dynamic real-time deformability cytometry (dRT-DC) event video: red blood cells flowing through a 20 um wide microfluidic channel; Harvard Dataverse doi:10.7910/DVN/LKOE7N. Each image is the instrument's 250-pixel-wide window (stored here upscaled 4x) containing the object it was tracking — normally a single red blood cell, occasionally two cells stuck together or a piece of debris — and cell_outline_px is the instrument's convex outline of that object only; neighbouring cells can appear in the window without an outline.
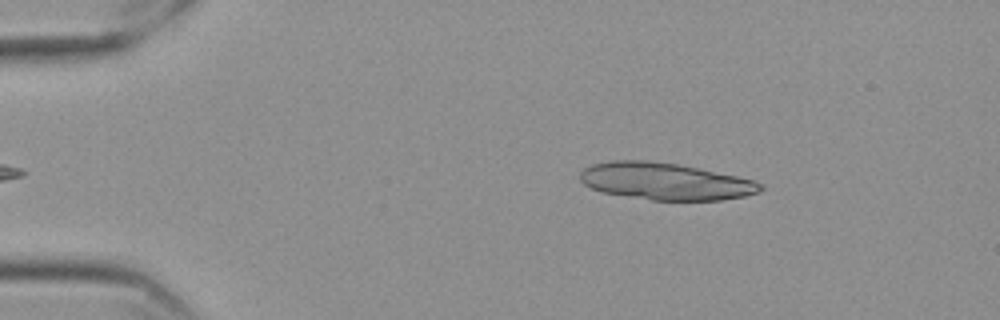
{"species": "Egyptian fruit bat (a non-hibernating species)", "species_latin": "Rousettus aegyptiacus", "temperature_condition": "cold", "stored_images_in_passage": 50, "segment_of_instrument_passage": [1, 2], "camera_frame_rate_fps": 3000, "um_per_image_px": 0.085, "frame": {"image": 1, "passage_image": 3, "time_ms": 0.667, "image_size_px": [1000, 320], "cell_outline_px": [[764, 188], [760, 192], [744, 196], [720, 200], [652, 200], [604, 192], [592, 188], [584, 184], [580, 180], [580, 172], [584, 168], [592, 164], [612, 160], [648, 160], [676, 164], [736, 176], [752, 180], [764, 184]], "centroid_in_image_um": [56.54, 15.41], "position_along_channel_um": 28.5, "area_um2": 38.61}}